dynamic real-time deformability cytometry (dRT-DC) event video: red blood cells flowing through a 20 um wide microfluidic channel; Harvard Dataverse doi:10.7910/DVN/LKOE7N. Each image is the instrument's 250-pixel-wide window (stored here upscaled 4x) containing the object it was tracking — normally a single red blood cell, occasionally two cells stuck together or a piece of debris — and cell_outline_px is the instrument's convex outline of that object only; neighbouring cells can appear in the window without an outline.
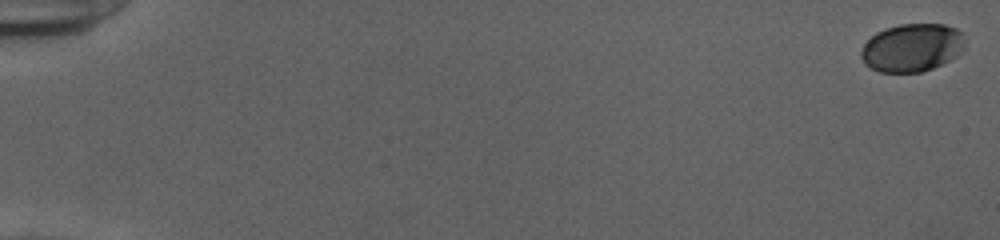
{"species": "human", "species_latin": "Homo sapiens", "temperature_condition": "cold", "stored_images_in_passage": 55, "camera_frame_rate_fps": 3000, "um_per_image_px": 0.085, "donor": {"sex": "female"}, "frame": {"image": 1, "passage_image": 1, "time_ms": 0.0, "image_size_px": [1000, 240], "cell_outline_px": [[964, 44], [956, 56], [932, 68], [920, 72], [880, 72], [868, 68], [864, 64], [860, 56], [860, 52], [864, 44], [876, 32], [884, 28], [900, 24], [944, 24], [956, 28], [960, 32]], "centroid_in_image_um": [77.45, 4.05], "position_along_channel_um": 7.5, "area_um2": 28.96}}
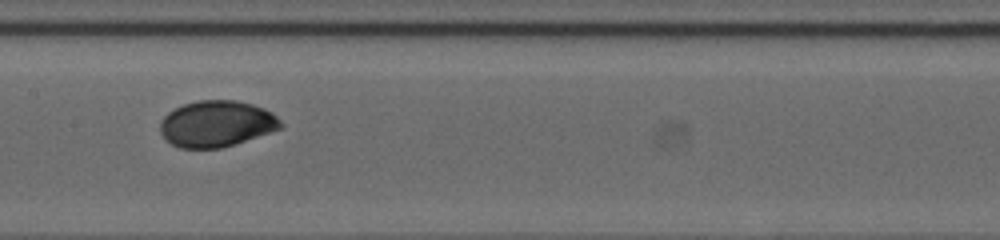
{"frame": {"image": 2, "passage_image": 30, "time_ms": 9.667, "image_size_px": [1000, 240], "cell_outline_px": [[284, 128], [220, 148], [180, 148], [164, 140], [160, 132], [160, 120], [168, 112], [184, 104], [200, 100], [236, 100], [252, 104], [264, 108], [272, 112], [284, 124]], "centroid_in_image_um": [18.41, 10.52], "position_along_channel_um": 189.0, "area_um2": 32.6}}
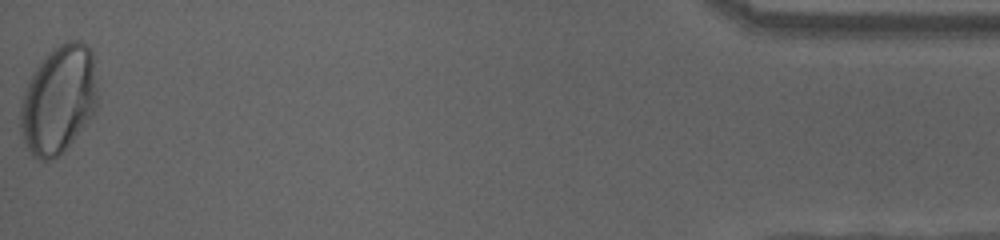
{"frame": {"image": 3, "passage_image": 55, "time_ms": 18.0, "image_size_px": [1000, 240], "cell_outline_px": [[96, 108], [92, 116], [72, 140], [52, 160], [40, 160], [32, 156], [24, 144], [20, 128], [20, 108], [24, 92], [32, 72], [48, 52], [60, 44], [68, 40], [80, 40], [88, 44], [92, 52], [96, 88]], "centroid_in_image_um": [4.95, 8.45], "position_along_channel_um": 430.2, "area_um2": 48.32}, "authors_computed_cell_mechanics": {"area_um2": 31.8478, "velocity_mm_per_s": 3.8941, "shape_relaxation_time_tau1_ms": 3.6184, "shape_relaxation_time_tau2_ms": null, "deformation_change_tau1": 0.1337, "deformation_change_tau2": null}}